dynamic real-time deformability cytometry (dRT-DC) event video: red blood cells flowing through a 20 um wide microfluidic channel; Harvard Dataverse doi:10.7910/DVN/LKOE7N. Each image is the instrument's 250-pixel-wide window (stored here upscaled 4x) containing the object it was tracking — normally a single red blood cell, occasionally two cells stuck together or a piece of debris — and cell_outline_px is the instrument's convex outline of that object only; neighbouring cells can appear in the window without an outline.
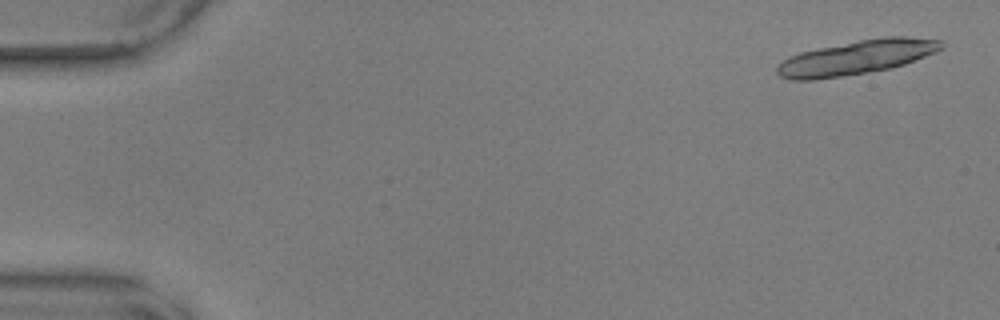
{"species": "common noctule bat (a hibernating species)", "species_latin": "Nyctalus noctula", "temperature_condition": "warm", "stored_images_in_passage": 33, "camera_frame_rate_fps": 3000, "um_per_image_px": 0.085, "animal": {"sex": "male", "body_mass_g": 17.9, "forearm_length_mm": 54.2}, "frame": {"image": 1, "passage_image": 2, "time_ms": 0.333, "image_size_px": [1000, 320], "cell_outline_px": [[944, 48], [936, 52], [904, 64], [888, 68], [816, 80], [792, 80], [780, 76], [776, 72], [776, 68], [788, 56], [800, 52], [860, 40], [884, 36], [904, 36], [940, 40]], "centroid_in_image_um": [72.79, 4.88], "position_along_channel_um": 12.2, "area_um2": 32.25}}